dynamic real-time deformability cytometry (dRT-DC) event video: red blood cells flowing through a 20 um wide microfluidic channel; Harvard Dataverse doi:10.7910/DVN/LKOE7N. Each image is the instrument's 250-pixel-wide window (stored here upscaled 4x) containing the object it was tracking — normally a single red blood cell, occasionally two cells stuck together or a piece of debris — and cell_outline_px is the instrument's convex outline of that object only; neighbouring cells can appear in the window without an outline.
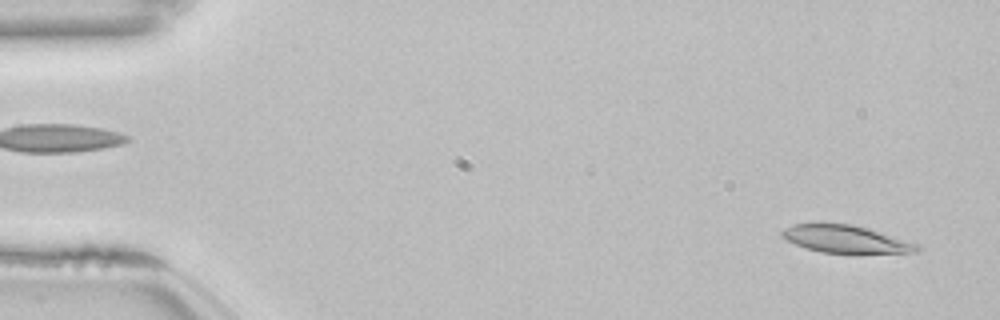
{"species": "common noctule bat (a hibernating species)", "species_latin": "Nyctalus noctula", "temperature_condition": "room temperature", "stored_images_in_passage": 52, "camera_frame_rate_fps": 3000, "um_per_image_px": 0.085, "animal": {"sex": "female", "body_mass_g": 22.7, "forearm_length_mm": 54.2}, "frame": {"image": 1, "passage_image": 2, "time_ms": 0.333, "image_size_px": [1000, 320], "cell_outline_px": [[920, 252], [860, 256], [856, 256], [820, 252], [796, 244], [780, 236], [780, 232], [784, 228], [792, 224], [812, 220], [820, 220], [852, 224], [868, 228], [916, 244], [920, 248]], "centroid_in_image_um": [71.85, 20.33], "position_along_channel_um": 13.2, "area_um2": 23.41}}
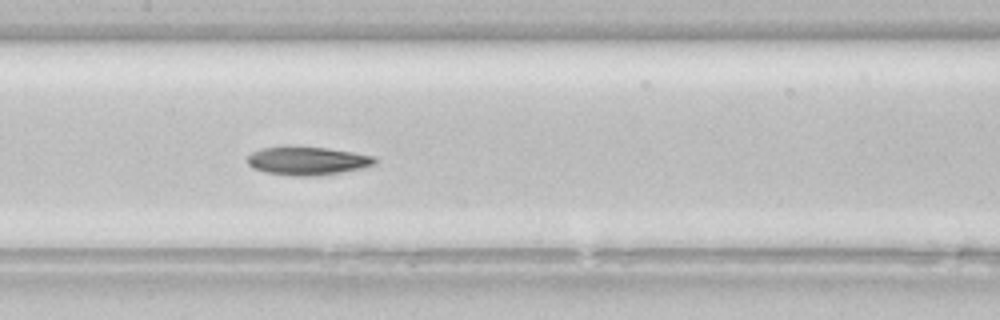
{"frame": {"image": 2, "passage_image": 25, "time_ms": 8.0, "image_size_px": [1000, 320], "cell_outline_px": [[376, 164], [360, 168], [340, 172], [312, 176], [296, 176], [264, 172], [252, 168], [248, 164], [248, 156], [252, 152], [264, 148], [328, 148], [376, 156]], "centroid_in_image_um": [26.15, 13.69], "position_along_channel_um": 181.3, "area_um2": 20.46}}
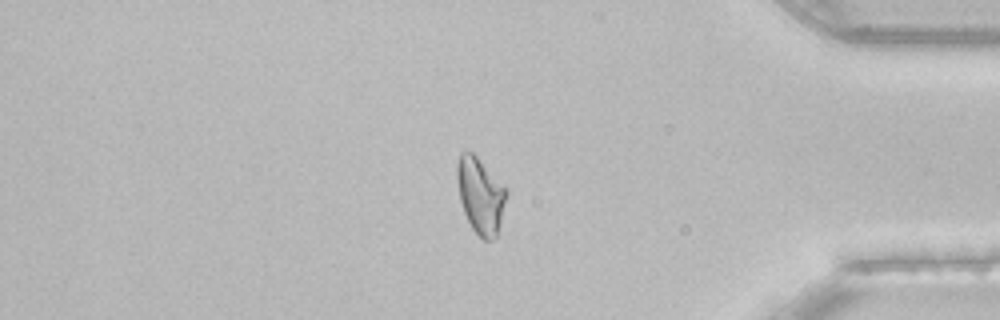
{"frame": {"image": 3, "passage_image": 44, "time_ms": 14.333, "image_size_px": [1000, 320], "cell_outline_px": [[508, 192], [500, 224], [496, 236], [492, 240], [484, 240], [472, 228], [464, 212], [460, 200], [456, 180], [456, 164], [460, 152], [472, 152], [508, 188]], "centroid_in_image_um": [40.84, 16.59], "position_along_channel_um": 394.4, "area_um2": 21.91}, "authors_computed_cell_mechanics": {"area_um2": 21.9929, "velocity_mm_per_s": 3.8362, "shape_relaxation_time_tau1_ms": 11.375, "shape_relaxation_time_tau2_ms": 9.4514, "deformation_change_tau1": 0.2774, "deformation_change_tau2": 0.1831}}